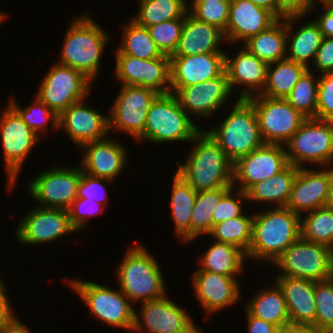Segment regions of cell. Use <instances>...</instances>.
<instances>
[{"label":"cell","mask_w":333,"mask_h":333,"mask_svg":"<svg viewBox=\"0 0 333 333\" xmlns=\"http://www.w3.org/2000/svg\"><path fill=\"white\" fill-rule=\"evenodd\" d=\"M191 142L183 163L176 161V172L197 192L233 187V163L204 128Z\"/></svg>","instance_id":"obj_1"},{"label":"cell","mask_w":333,"mask_h":333,"mask_svg":"<svg viewBox=\"0 0 333 333\" xmlns=\"http://www.w3.org/2000/svg\"><path fill=\"white\" fill-rule=\"evenodd\" d=\"M96 21L86 11L73 17L58 57V63L76 69L93 83L98 81L103 50L112 39Z\"/></svg>","instance_id":"obj_2"},{"label":"cell","mask_w":333,"mask_h":333,"mask_svg":"<svg viewBox=\"0 0 333 333\" xmlns=\"http://www.w3.org/2000/svg\"><path fill=\"white\" fill-rule=\"evenodd\" d=\"M300 237V215L286 206L265 207L254 213L252 240L246 258L272 265Z\"/></svg>","instance_id":"obj_3"},{"label":"cell","mask_w":333,"mask_h":333,"mask_svg":"<svg viewBox=\"0 0 333 333\" xmlns=\"http://www.w3.org/2000/svg\"><path fill=\"white\" fill-rule=\"evenodd\" d=\"M156 259L143 244L136 242L128 246L115 270L118 287L134 305L169 294L164 272Z\"/></svg>","instance_id":"obj_4"},{"label":"cell","mask_w":333,"mask_h":333,"mask_svg":"<svg viewBox=\"0 0 333 333\" xmlns=\"http://www.w3.org/2000/svg\"><path fill=\"white\" fill-rule=\"evenodd\" d=\"M235 100L219 125L211 124L205 129L233 164L264 144L252 103L248 99Z\"/></svg>","instance_id":"obj_5"},{"label":"cell","mask_w":333,"mask_h":333,"mask_svg":"<svg viewBox=\"0 0 333 333\" xmlns=\"http://www.w3.org/2000/svg\"><path fill=\"white\" fill-rule=\"evenodd\" d=\"M202 129L184 111L173 93L159 94L148 110L144 134L136 142L189 143Z\"/></svg>","instance_id":"obj_6"},{"label":"cell","mask_w":333,"mask_h":333,"mask_svg":"<svg viewBox=\"0 0 333 333\" xmlns=\"http://www.w3.org/2000/svg\"><path fill=\"white\" fill-rule=\"evenodd\" d=\"M64 279L69 288L88 306V310L91 311L89 316H94L99 322L115 329L132 331L135 306L119 288L115 290L93 280L82 281L68 277Z\"/></svg>","instance_id":"obj_7"},{"label":"cell","mask_w":333,"mask_h":333,"mask_svg":"<svg viewBox=\"0 0 333 333\" xmlns=\"http://www.w3.org/2000/svg\"><path fill=\"white\" fill-rule=\"evenodd\" d=\"M284 147L289 164L295 167L333 166V121L306 118Z\"/></svg>","instance_id":"obj_8"},{"label":"cell","mask_w":333,"mask_h":333,"mask_svg":"<svg viewBox=\"0 0 333 333\" xmlns=\"http://www.w3.org/2000/svg\"><path fill=\"white\" fill-rule=\"evenodd\" d=\"M2 111V112H1ZM0 111V141L4 167L7 176V190L12 191L20 178L23 164L40 137L23 121L20 115L7 103Z\"/></svg>","instance_id":"obj_9"},{"label":"cell","mask_w":333,"mask_h":333,"mask_svg":"<svg viewBox=\"0 0 333 333\" xmlns=\"http://www.w3.org/2000/svg\"><path fill=\"white\" fill-rule=\"evenodd\" d=\"M120 88L107 112L109 133H125L137 141L144 134L148 110L160 93L135 85H121Z\"/></svg>","instance_id":"obj_10"},{"label":"cell","mask_w":333,"mask_h":333,"mask_svg":"<svg viewBox=\"0 0 333 333\" xmlns=\"http://www.w3.org/2000/svg\"><path fill=\"white\" fill-rule=\"evenodd\" d=\"M81 179V167L56 166L43 169L27 182V189L36 205L46 208L68 210L77 198L78 184Z\"/></svg>","instance_id":"obj_11"},{"label":"cell","mask_w":333,"mask_h":333,"mask_svg":"<svg viewBox=\"0 0 333 333\" xmlns=\"http://www.w3.org/2000/svg\"><path fill=\"white\" fill-rule=\"evenodd\" d=\"M92 83L76 69L53 62L35 96L59 116L70 105L88 98Z\"/></svg>","instance_id":"obj_12"},{"label":"cell","mask_w":333,"mask_h":333,"mask_svg":"<svg viewBox=\"0 0 333 333\" xmlns=\"http://www.w3.org/2000/svg\"><path fill=\"white\" fill-rule=\"evenodd\" d=\"M330 256L331 248L300 237L278 257L272 266L279 272L275 276L317 282L329 279Z\"/></svg>","instance_id":"obj_13"},{"label":"cell","mask_w":333,"mask_h":333,"mask_svg":"<svg viewBox=\"0 0 333 333\" xmlns=\"http://www.w3.org/2000/svg\"><path fill=\"white\" fill-rule=\"evenodd\" d=\"M139 304V310L135 306L132 333H202L189 312L169 298V294Z\"/></svg>","instance_id":"obj_14"},{"label":"cell","mask_w":333,"mask_h":333,"mask_svg":"<svg viewBox=\"0 0 333 333\" xmlns=\"http://www.w3.org/2000/svg\"><path fill=\"white\" fill-rule=\"evenodd\" d=\"M35 206L16 224L13 236L18 243L25 246L50 244L69 234L78 233L71 225L68 210Z\"/></svg>","instance_id":"obj_15"},{"label":"cell","mask_w":333,"mask_h":333,"mask_svg":"<svg viewBox=\"0 0 333 333\" xmlns=\"http://www.w3.org/2000/svg\"><path fill=\"white\" fill-rule=\"evenodd\" d=\"M248 100L255 108L264 143L284 145L306 119L286 99L259 94Z\"/></svg>","instance_id":"obj_16"},{"label":"cell","mask_w":333,"mask_h":333,"mask_svg":"<svg viewBox=\"0 0 333 333\" xmlns=\"http://www.w3.org/2000/svg\"><path fill=\"white\" fill-rule=\"evenodd\" d=\"M170 92L175 95L180 106L190 117L192 116V119L204 118L206 122L211 117L214 118L213 115L222 112L227 106V100H230V96L234 94L225 70L219 76L203 83L170 87Z\"/></svg>","instance_id":"obj_17"},{"label":"cell","mask_w":333,"mask_h":333,"mask_svg":"<svg viewBox=\"0 0 333 333\" xmlns=\"http://www.w3.org/2000/svg\"><path fill=\"white\" fill-rule=\"evenodd\" d=\"M288 165L284 145L264 143L233 164V187L246 193L254 184L272 178Z\"/></svg>","instance_id":"obj_18"},{"label":"cell","mask_w":333,"mask_h":333,"mask_svg":"<svg viewBox=\"0 0 333 333\" xmlns=\"http://www.w3.org/2000/svg\"><path fill=\"white\" fill-rule=\"evenodd\" d=\"M114 56V75L119 84L148 87L160 94L170 93V56L163 54L154 59Z\"/></svg>","instance_id":"obj_19"},{"label":"cell","mask_w":333,"mask_h":333,"mask_svg":"<svg viewBox=\"0 0 333 333\" xmlns=\"http://www.w3.org/2000/svg\"><path fill=\"white\" fill-rule=\"evenodd\" d=\"M192 274L195 299L202 306L205 318L236 306L241 301V285L237 279L240 276H225L198 268Z\"/></svg>","instance_id":"obj_20"},{"label":"cell","mask_w":333,"mask_h":333,"mask_svg":"<svg viewBox=\"0 0 333 333\" xmlns=\"http://www.w3.org/2000/svg\"><path fill=\"white\" fill-rule=\"evenodd\" d=\"M85 100L70 105L58 116V129L62 132L64 130L78 149L86 143L103 140L110 135L108 116L84 103Z\"/></svg>","instance_id":"obj_21"},{"label":"cell","mask_w":333,"mask_h":333,"mask_svg":"<svg viewBox=\"0 0 333 333\" xmlns=\"http://www.w3.org/2000/svg\"><path fill=\"white\" fill-rule=\"evenodd\" d=\"M124 145V142L122 144L114 137L84 144L78 149L82 150L79 160L82 171L116 182V178L127 167L129 159V151Z\"/></svg>","instance_id":"obj_22"},{"label":"cell","mask_w":333,"mask_h":333,"mask_svg":"<svg viewBox=\"0 0 333 333\" xmlns=\"http://www.w3.org/2000/svg\"><path fill=\"white\" fill-rule=\"evenodd\" d=\"M236 52L238 53L234 57L225 52V71L232 92L237 90L238 99L261 94L266 84L268 65L244 46L239 47Z\"/></svg>","instance_id":"obj_23"},{"label":"cell","mask_w":333,"mask_h":333,"mask_svg":"<svg viewBox=\"0 0 333 333\" xmlns=\"http://www.w3.org/2000/svg\"><path fill=\"white\" fill-rule=\"evenodd\" d=\"M278 18L268 9L249 0H230L229 18L223 32L226 43H244L252 36L268 29Z\"/></svg>","instance_id":"obj_24"},{"label":"cell","mask_w":333,"mask_h":333,"mask_svg":"<svg viewBox=\"0 0 333 333\" xmlns=\"http://www.w3.org/2000/svg\"><path fill=\"white\" fill-rule=\"evenodd\" d=\"M329 187V167L299 168L286 205L303 215L325 206Z\"/></svg>","instance_id":"obj_25"},{"label":"cell","mask_w":333,"mask_h":333,"mask_svg":"<svg viewBox=\"0 0 333 333\" xmlns=\"http://www.w3.org/2000/svg\"><path fill=\"white\" fill-rule=\"evenodd\" d=\"M225 70V53L170 56V87L203 83Z\"/></svg>","instance_id":"obj_26"},{"label":"cell","mask_w":333,"mask_h":333,"mask_svg":"<svg viewBox=\"0 0 333 333\" xmlns=\"http://www.w3.org/2000/svg\"><path fill=\"white\" fill-rule=\"evenodd\" d=\"M274 282L283 292L290 323L315 329V282L287 276H276Z\"/></svg>","instance_id":"obj_27"},{"label":"cell","mask_w":333,"mask_h":333,"mask_svg":"<svg viewBox=\"0 0 333 333\" xmlns=\"http://www.w3.org/2000/svg\"><path fill=\"white\" fill-rule=\"evenodd\" d=\"M224 42L226 43V40L221 29L199 21L187 12L178 47L171 56L225 53V49L220 48Z\"/></svg>","instance_id":"obj_28"},{"label":"cell","mask_w":333,"mask_h":333,"mask_svg":"<svg viewBox=\"0 0 333 333\" xmlns=\"http://www.w3.org/2000/svg\"><path fill=\"white\" fill-rule=\"evenodd\" d=\"M305 16H287V55L286 58L296 63L305 65L310 68L313 64L316 52L321 45L323 34L318 25L311 19L298 29H294V24L303 20ZM311 61V62H309Z\"/></svg>","instance_id":"obj_29"},{"label":"cell","mask_w":333,"mask_h":333,"mask_svg":"<svg viewBox=\"0 0 333 333\" xmlns=\"http://www.w3.org/2000/svg\"><path fill=\"white\" fill-rule=\"evenodd\" d=\"M298 167L289 164L272 178L254 184L247 192L248 203H264L268 208L285 207L289 201ZM273 205V206H272Z\"/></svg>","instance_id":"obj_30"},{"label":"cell","mask_w":333,"mask_h":333,"mask_svg":"<svg viewBox=\"0 0 333 333\" xmlns=\"http://www.w3.org/2000/svg\"><path fill=\"white\" fill-rule=\"evenodd\" d=\"M204 252L197 260L199 270L225 276H240L246 271V254L234 245L213 240Z\"/></svg>","instance_id":"obj_31"},{"label":"cell","mask_w":333,"mask_h":333,"mask_svg":"<svg viewBox=\"0 0 333 333\" xmlns=\"http://www.w3.org/2000/svg\"><path fill=\"white\" fill-rule=\"evenodd\" d=\"M170 207L176 237L181 242H190V219L197 191L190 186L179 173L172 176Z\"/></svg>","instance_id":"obj_32"},{"label":"cell","mask_w":333,"mask_h":333,"mask_svg":"<svg viewBox=\"0 0 333 333\" xmlns=\"http://www.w3.org/2000/svg\"><path fill=\"white\" fill-rule=\"evenodd\" d=\"M242 46L267 65L285 59L287 55L286 17L278 19L268 29L252 36Z\"/></svg>","instance_id":"obj_33"},{"label":"cell","mask_w":333,"mask_h":333,"mask_svg":"<svg viewBox=\"0 0 333 333\" xmlns=\"http://www.w3.org/2000/svg\"><path fill=\"white\" fill-rule=\"evenodd\" d=\"M245 306L253 316L278 327L290 323L283 292L276 282L273 286L257 290Z\"/></svg>","instance_id":"obj_34"},{"label":"cell","mask_w":333,"mask_h":333,"mask_svg":"<svg viewBox=\"0 0 333 333\" xmlns=\"http://www.w3.org/2000/svg\"><path fill=\"white\" fill-rule=\"evenodd\" d=\"M308 68L287 58L267 66L266 84L260 95L285 99Z\"/></svg>","instance_id":"obj_35"},{"label":"cell","mask_w":333,"mask_h":333,"mask_svg":"<svg viewBox=\"0 0 333 333\" xmlns=\"http://www.w3.org/2000/svg\"><path fill=\"white\" fill-rule=\"evenodd\" d=\"M137 15L131 19L139 26L150 27L173 19L185 18L187 0H137Z\"/></svg>","instance_id":"obj_36"},{"label":"cell","mask_w":333,"mask_h":333,"mask_svg":"<svg viewBox=\"0 0 333 333\" xmlns=\"http://www.w3.org/2000/svg\"><path fill=\"white\" fill-rule=\"evenodd\" d=\"M122 25V42L115 48L114 55H129L140 59H154L163 55L146 27L139 26L132 19Z\"/></svg>","instance_id":"obj_37"},{"label":"cell","mask_w":333,"mask_h":333,"mask_svg":"<svg viewBox=\"0 0 333 333\" xmlns=\"http://www.w3.org/2000/svg\"><path fill=\"white\" fill-rule=\"evenodd\" d=\"M232 187H221L215 190L200 191L197 193L191 219H190V243L198 237L209 234L212 230V216L221 198Z\"/></svg>","instance_id":"obj_38"},{"label":"cell","mask_w":333,"mask_h":333,"mask_svg":"<svg viewBox=\"0 0 333 333\" xmlns=\"http://www.w3.org/2000/svg\"><path fill=\"white\" fill-rule=\"evenodd\" d=\"M252 212L250 214L245 211L241 216L214 225L208 237H211V241L213 239L234 245L247 254L252 240L254 211Z\"/></svg>","instance_id":"obj_39"},{"label":"cell","mask_w":333,"mask_h":333,"mask_svg":"<svg viewBox=\"0 0 333 333\" xmlns=\"http://www.w3.org/2000/svg\"><path fill=\"white\" fill-rule=\"evenodd\" d=\"M301 238L333 248V209L317 208L300 216Z\"/></svg>","instance_id":"obj_40"},{"label":"cell","mask_w":333,"mask_h":333,"mask_svg":"<svg viewBox=\"0 0 333 333\" xmlns=\"http://www.w3.org/2000/svg\"><path fill=\"white\" fill-rule=\"evenodd\" d=\"M23 119L27 126L42 138L48 125L51 124L52 128L58 130V115L52 111L45 103H43L37 96L25 108L19 105L20 103L11 97L7 102ZM51 122V123H50Z\"/></svg>","instance_id":"obj_41"},{"label":"cell","mask_w":333,"mask_h":333,"mask_svg":"<svg viewBox=\"0 0 333 333\" xmlns=\"http://www.w3.org/2000/svg\"><path fill=\"white\" fill-rule=\"evenodd\" d=\"M315 74L308 69L285 98L306 118H316L319 75Z\"/></svg>","instance_id":"obj_42"},{"label":"cell","mask_w":333,"mask_h":333,"mask_svg":"<svg viewBox=\"0 0 333 333\" xmlns=\"http://www.w3.org/2000/svg\"><path fill=\"white\" fill-rule=\"evenodd\" d=\"M315 329L333 333V280L315 282Z\"/></svg>","instance_id":"obj_43"},{"label":"cell","mask_w":333,"mask_h":333,"mask_svg":"<svg viewBox=\"0 0 333 333\" xmlns=\"http://www.w3.org/2000/svg\"><path fill=\"white\" fill-rule=\"evenodd\" d=\"M183 23L184 18H179L147 27L150 37L162 54L168 56L174 54L179 44Z\"/></svg>","instance_id":"obj_44"},{"label":"cell","mask_w":333,"mask_h":333,"mask_svg":"<svg viewBox=\"0 0 333 333\" xmlns=\"http://www.w3.org/2000/svg\"><path fill=\"white\" fill-rule=\"evenodd\" d=\"M187 3L188 12L194 18L217 26L223 32L226 30L230 2Z\"/></svg>","instance_id":"obj_45"},{"label":"cell","mask_w":333,"mask_h":333,"mask_svg":"<svg viewBox=\"0 0 333 333\" xmlns=\"http://www.w3.org/2000/svg\"><path fill=\"white\" fill-rule=\"evenodd\" d=\"M248 202L247 195L240 189L232 187L220 200L212 216V228L214 225L228 219L241 216L246 209L243 203Z\"/></svg>","instance_id":"obj_46"},{"label":"cell","mask_w":333,"mask_h":333,"mask_svg":"<svg viewBox=\"0 0 333 333\" xmlns=\"http://www.w3.org/2000/svg\"><path fill=\"white\" fill-rule=\"evenodd\" d=\"M114 183L115 182L110 179L88 175L81 169V179L78 184L77 198H88V200L93 199L107 208V197L109 195L106 186L107 184H111L112 186Z\"/></svg>","instance_id":"obj_47"},{"label":"cell","mask_w":333,"mask_h":333,"mask_svg":"<svg viewBox=\"0 0 333 333\" xmlns=\"http://www.w3.org/2000/svg\"><path fill=\"white\" fill-rule=\"evenodd\" d=\"M105 207L95 200L76 198L68 209L71 225L80 233L88 228L89 217L102 214Z\"/></svg>","instance_id":"obj_48"},{"label":"cell","mask_w":333,"mask_h":333,"mask_svg":"<svg viewBox=\"0 0 333 333\" xmlns=\"http://www.w3.org/2000/svg\"><path fill=\"white\" fill-rule=\"evenodd\" d=\"M316 119L333 121V72L319 75Z\"/></svg>","instance_id":"obj_49"},{"label":"cell","mask_w":333,"mask_h":333,"mask_svg":"<svg viewBox=\"0 0 333 333\" xmlns=\"http://www.w3.org/2000/svg\"><path fill=\"white\" fill-rule=\"evenodd\" d=\"M317 0H277L278 19L287 16H307L318 8Z\"/></svg>","instance_id":"obj_50"},{"label":"cell","mask_w":333,"mask_h":333,"mask_svg":"<svg viewBox=\"0 0 333 333\" xmlns=\"http://www.w3.org/2000/svg\"><path fill=\"white\" fill-rule=\"evenodd\" d=\"M314 69H312V67ZM310 71L318 72V75L333 72V38L323 37L318 48Z\"/></svg>","instance_id":"obj_51"},{"label":"cell","mask_w":333,"mask_h":333,"mask_svg":"<svg viewBox=\"0 0 333 333\" xmlns=\"http://www.w3.org/2000/svg\"><path fill=\"white\" fill-rule=\"evenodd\" d=\"M323 6L324 10L315 16L313 21L318 25L323 37L333 38V7L328 3L319 2Z\"/></svg>","instance_id":"obj_52"},{"label":"cell","mask_w":333,"mask_h":333,"mask_svg":"<svg viewBox=\"0 0 333 333\" xmlns=\"http://www.w3.org/2000/svg\"><path fill=\"white\" fill-rule=\"evenodd\" d=\"M245 309V319L247 321V332L248 333H276L278 326L268 322L263 321L260 318L253 316L246 308Z\"/></svg>","instance_id":"obj_53"},{"label":"cell","mask_w":333,"mask_h":333,"mask_svg":"<svg viewBox=\"0 0 333 333\" xmlns=\"http://www.w3.org/2000/svg\"><path fill=\"white\" fill-rule=\"evenodd\" d=\"M6 286L0 290V329L8 325L16 316ZM10 301V302H9Z\"/></svg>","instance_id":"obj_54"},{"label":"cell","mask_w":333,"mask_h":333,"mask_svg":"<svg viewBox=\"0 0 333 333\" xmlns=\"http://www.w3.org/2000/svg\"><path fill=\"white\" fill-rule=\"evenodd\" d=\"M22 322L17 315L8 325L0 329V333H31L32 331Z\"/></svg>","instance_id":"obj_55"},{"label":"cell","mask_w":333,"mask_h":333,"mask_svg":"<svg viewBox=\"0 0 333 333\" xmlns=\"http://www.w3.org/2000/svg\"><path fill=\"white\" fill-rule=\"evenodd\" d=\"M309 328L307 325L289 323L278 327L276 333H305Z\"/></svg>","instance_id":"obj_56"},{"label":"cell","mask_w":333,"mask_h":333,"mask_svg":"<svg viewBox=\"0 0 333 333\" xmlns=\"http://www.w3.org/2000/svg\"><path fill=\"white\" fill-rule=\"evenodd\" d=\"M257 6L271 11L278 18L277 0H249Z\"/></svg>","instance_id":"obj_57"},{"label":"cell","mask_w":333,"mask_h":333,"mask_svg":"<svg viewBox=\"0 0 333 333\" xmlns=\"http://www.w3.org/2000/svg\"><path fill=\"white\" fill-rule=\"evenodd\" d=\"M325 207L333 209V167H329V187Z\"/></svg>","instance_id":"obj_58"},{"label":"cell","mask_w":333,"mask_h":333,"mask_svg":"<svg viewBox=\"0 0 333 333\" xmlns=\"http://www.w3.org/2000/svg\"><path fill=\"white\" fill-rule=\"evenodd\" d=\"M190 1V0H187ZM191 3L230 2V0H191Z\"/></svg>","instance_id":"obj_59"},{"label":"cell","mask_w":333,"mask_h":333,"mask_svg":"<svg viewBox=\"0 0 333 333\" xmlns=\"http://www.w3.org/2000/svg\"><path fill=\"white\" fill-rule=\"evenodd\" d=\"M329 279L333 280V248H331Z\"/></svg>","instance_id":"obj_60"},{"label":"cell","mask_w":333,"mask_h":333,"mask_svg":"<svg viewBox=\"0 0 333 333\" xmlns=\"http://www.w3.org/2000/svg\"><path fill=\"white\" fill-rule=\"evenodd\" d=\"M305 333H328V332L310 327Z\"/></svg>","instance_id":"obj_61"},{"label":"cell","mask_w":333,"mask_h":333,"mask_svg":"<svg viewBox=\"0 0 333 333\" xmlns=\"http://www.w3.org/2000/svg\"><path fill=\"white\" fill-rule=\"evenodd\" d=\"M7 17L8 16L5 14V11H0V25L3 24V21H5Z\"/></svg>","instance_id":"obj_62"},{"label":"cell","mask_w":333,"mask_h":333,"mask_svg":"<svg viewBox=\"0 0 333 333\" xmlns=\"http://www.w3.org/2000/svg\"><path fill=\"white\" fill-rule=\"evenodd\" d=\"M5 282L2 281L1 276H0V290H2L5 287Z\"/></svg>","instance_id":"obj_63"},{"label":"cell","mask_w":333,"mask_h":333,"mask_svg":"<svg viewBox=\"0 0 333 333\" xmlns=\"http://www.w3.org/2000/svg\"><path fill=\"white\" fill-rule=\"evenodd\" d=\"M319 2L329 3L331 0H317Z\"/></svg>","instance_id":"obj_64"},{"label":"cell","mask_w":333,"mask_h":333,"mask_svg":"<svg viewBox=\"0 0 333 333\" xmlns=\"http://www.w3.org/2000/svg\"><path fill=\"white\" fill-rule=\"evenodd\" d=\"M328 4L333 7V0H331Z\"/></svg>","instance_id":"obj_65"}]
</instances>
